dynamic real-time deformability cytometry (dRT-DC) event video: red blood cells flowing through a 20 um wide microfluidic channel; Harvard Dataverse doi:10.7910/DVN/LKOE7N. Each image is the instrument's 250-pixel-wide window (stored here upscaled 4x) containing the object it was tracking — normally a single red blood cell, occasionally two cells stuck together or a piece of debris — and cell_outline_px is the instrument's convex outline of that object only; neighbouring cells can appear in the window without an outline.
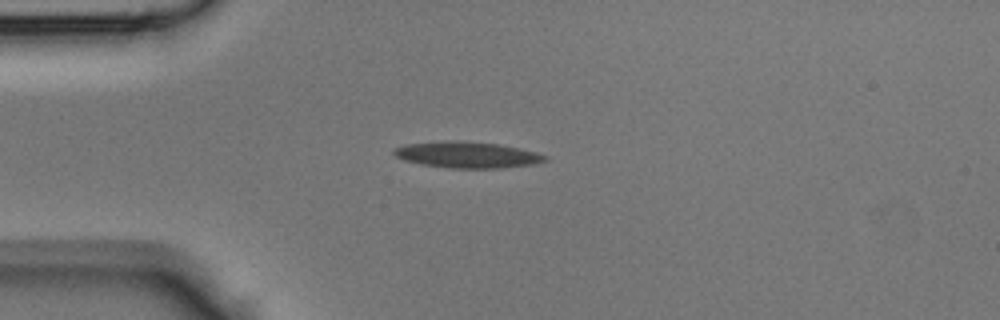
{"species": "Egyptian fruit bat (a non-hibernating species)", "species_latin": "Rousettus aegyptiacus", "temperature_condition": "room temperature", "stored_images_in_passage": 39, "camera_frame_rate_fps": 3000, "um_per_image_px": 0.085, "animal": {"sex": "male"}, "frame": {"image": 1, "passage_image": 6, "time_ms": 1.667, "image_size_px": [1000, 320], "cell_outline_px": [[548, 160], [532, 164], [500, 168], [448, 168], [420, 164], [404, 160], [396, 156], [392, 152], [396, 148], [404, 144], [444, 140], [464, 140], [500, 144], [520, 148], [536, 152], [548, 156]], "centroid_in_image_um": [39.7, 13.14], "position_along_channel_um": 45.3, "area_um2": 23.35}}
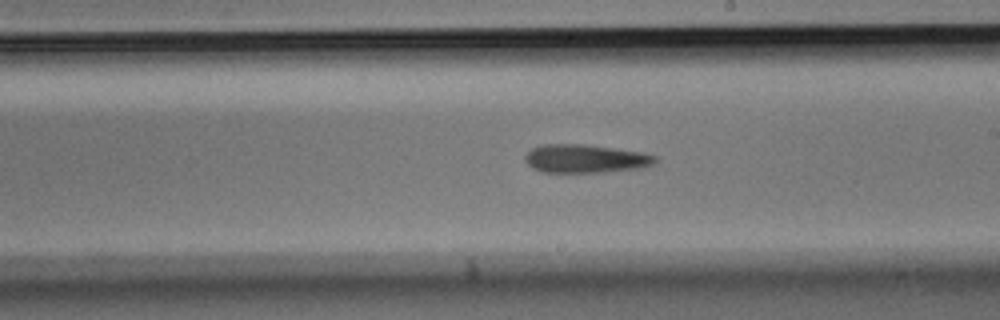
{"frame": {"image": 2, "passage_image": 20, "time_ms": 6.333, "image_size_px": [1000, 320], "cell_outline_px": [[656, 164], [644, 168], [600, 172], [544, 172], [532, 168], [524, 160], [524, 156], [532, 148], [544, 144], [584, 144], [644, 152], [656, 156]], "centroid_in_image_um": [49.79, 13.48], "position_along_channel_um": 239.2, "area_um2": 21.68}}
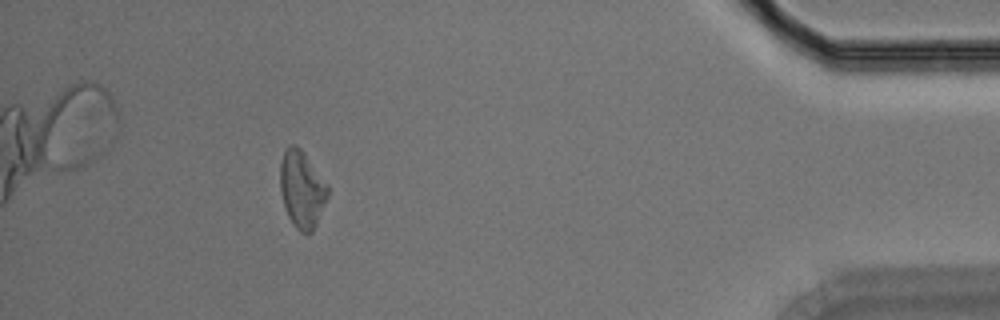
{"frame": {"image": 3, "passage_image": 35, "time_ms": 11.333, "image_size_px": [1000, 320], "cell_outline_px": [[328, 196], [316, 224], [312, 232], [300, 232], [296, 228], [288, 216], [284, 204], [280, 188], [280, 164], [284, 152], [292, 144], [296, 144], [304, 152], [328, 184]], "centroid_in_image_um": [25.67, 16.07], "position_along_channel_um": 409.5, "area_um2": 21.15}}